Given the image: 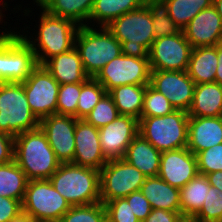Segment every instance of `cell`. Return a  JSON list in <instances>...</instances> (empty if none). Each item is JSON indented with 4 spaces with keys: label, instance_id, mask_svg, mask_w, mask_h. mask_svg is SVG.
<instances>
[{
    "label": "cell",
    "instance_id": "cell-1",
    "mask_svg": "<svg viewBox=\"0 0 222 222\" xmlns=\"http://www.w3.org/2000/svg\"><path fill=\"white\" fill-rule=\"evenodd\" d=\"M40 9L39 24L35 26H38V31L32 34L35 38L31 34L28 36V26L22 30L23 34L20 31L18 33L34 51L38 65H43L51 57L75 47V37L80 26L70 19L49 14L42 7Z\"/></svg>",
    "mask_w": 222,
    "mask_h": 222
},
{
    "label": "cell",
    "instance_id": "cell-2",
    "mask_svg": "<svg viewBox=\"0 0 222 222\" xmlns=\"http://www.w3.org/2000/svg\"><path fill=\"white\" fill-rule=\"evenodd\" d=\"M106 28L121 43L123 55L148 58V51L155 40L152 0L114 19Z\"/></svg>",
    "mask_w": 222,
    "mask_h": 222
},
{
    "label": "cell",
    "instance_id": "cell-3",
    "mask_svg": "<svg viewBox=\"0 0 222 222\" xmlns=\"http://www.w3.org/2000/svg\"><path fill=\"white\" fill-rule=\"evenodd\" d=\"M14 161L28 180L49 179L61 164L40 127L14 137Z\"/></svg>",
    "mask_w": 222,
    "mask_h": 222
},
{
    "label": "cell",
    "instance_id": "cell-4",
    "mask_svg": "<svg viewBox=\"0 0 222 222\" xmlns=\"http://www.w3.org/2000/svg\"><path fill=\"white\" fill-rule=\"evenodd\" d=\"M49 181L70 204L90 205L100 201V171L74 163L60 164Z\"/></svg>",
    "mask_w": 222,
    "mask_h": 222
},
{
    "label": "cell",
    "instance_id": "cell-5",
    "mask_svg": "<svg viewBox=\"0 0 222 222\" xmlns=\"http://www.w3.org/2000/svg\"><path fill=\"white\" fill-rule=\"evenodd\" d=\"M75 48L86 74L92 78L122 54L121 43L106 27L80 26L75 37Z\"/></svg>",
    "mask_w": 222,
    "mask_h": 222
},
{
    "label": "cell",
    "instance_id": "cell-6",
    "mask_svg": "<svg viewBox=\"0 0 222 222\" xmlns=\"http://www.w3.org/2000/svg\"><path fill=\"white\" fill-rule=\"evenodd\" d=\"M189 115L184 110L156 117H141L138 134L161 153L187 147Z\"/></svg>",
    "mask_w": 222,
    "mask_h": 222
},
{
    "label": "cell",
    "instance_id": "cell-7",
    "mask_svg": "<svg viewBox=\"0 0 222 222\" xmlns=\"http://www.w3.org/2000/svg\"><path fill=\"white\" fill-rule=\"evenodd\" d=\"M22 83L0 82V132L15 137L39 128Z\"/></svg>",
    "mask_w": 222,
    "mask_h": 222
},
{
    "label": "cell",
    "instance_id": "cell-8",
    "mask_svg": "<svg viewBox=\"0 0 222 222\" xmlns=\"http://www.w3.org/2000/svg\"><path fill=\"white\" fill-rule=\"evenodd\" d=\"M70 208L49 179L28 180L22 211L36 222H58Z\"/></svg>",
    "mask_w": 222,
    "mask_h": 222
},
{
    "label": "cell",
    "instance_id": "cell-9",
    "mask_svg": "<svg viewBox=\"0 0 222 222\" xmlns=\"http://www.w3.org/2000/svg\"><path fill=\"white\" fill-rule=\"evenodd\" d=\"M146 176L123 158L108 160L100 170V201L105 204L140 190Z\"/></svg>",
    "mask_w": 222,
    "mask_h": 222
},
{
    "label": "cell",
    "instance_id": "cell-10",
    "mask_svg": "<svg viewBox=\"0 0 222 222\" xmlns=\"http://www.w3.org/2000/svg\"><path fill=\"white\" fill-rule=\"evenodd\" d=\"M149 58H137L121 54L106 64L94 77L108 93L122 85L150 84Z\"/></svg>",
    "mask_w": 222,
    "mask_h": 222
},
{
    "label": "cell",
    "instance_id": "cell-11",
    "mask_svg": "<svg viewBox=\"0 0 222 222\" xmlns=\"http://www.w3.org/2000/svg\"><path fill=\"white\" fill-rule=\"evenodd\" d=\"M22 85L29 107L39 121L56 114L60 84L43 65H38Z\"/></svg>",
    "mask_w": 222,
    "mask_h": 222
},
{
    "label": "cell",
    "instance_id": "cell-12",
    "mask_svg": "<svg viewBox=\"0 0 222 222\" xmlns=\"http://www.w3.org/2000/svg\"><path fill=\"white\" fill-rule=\"evenodd\" d=\"M192 49L183 30L172 36L156 38L148 51L150 68L187 71Z\"/></svg>",
    "mask_w": 222,
    "mask_h": 222
},
{
    "label": "cell",
    "instance_id": "cell-13",
    "mask_svg": "<svg viewBox=\"0 0 222 222\" xmlns=\"http://www.w3.org/2000/svg\"><path fill=\"white\" fill-rule=\"evenodd\" d=\"M150 85L162 93L176 110H189L196 84L187 71L151 70Z\"/></svg>",
    "mask_w": 222,
    "mask_h": 222
},
{
    "label": "cell",
    "instance_id": "cell-14",
    "mask_svg": "<svg viewBox=\"0 0 222 222\" xmlns=\"http://www.w3.org/2000/svg\"><path fill=\"white\" fill-rule=\"evenodd\" d=\"M77 120L73 116L58 114L40 120L39 127L45 133L48 143L61 164L73 162Z\"/></svg>",
    "mask_w": 222,
    "mask_h": 222
},
{
    "label": "cell",
    "instance_id": "cell-15",
    "mask_svg": "<svg viewBox=\"0 0 222 222\" xmlns=\"http://www.w3.org/2000/svg\"><path fill=\"white\" fill-rule=\"evenodd\" d=\"M138 129V119L120 114L111 123L99 128V140L105 158H123L127 147L138 135Z\"/></svg>",
    "mask_w": 222,
    "mask_h": 222
},
{
    "label": "cell",
    "instance_id": "cell-16",
    "mask_svg": "<svg viewBox=\"0 0 222 222\" xmlns=\"http://www.w3.org/2000/svg\"><path fill=\"white\" fill-rule=\"evenodd\" d=\"M198 174L196 156L187 148L161 153L158 176L178 189Z\"/></svg>",
    "mask_w": 222,
    "mask_h": 222
},
{
    "label": "cell",
    "instance_id": "cell-17",
    "mask_svg": "<svg viewBox=\"0 0 222 222\" xmlns=\"http://www.w3.org/2000/svg\"><path fill=\"white\" fill-rule=\"evenodd\" d=\"M74 137L75 153L72 163L100 171L108 160L101 150L99 129L84 119H78Z\"/></svg>",
    "mask_w": 222,
    "mask_h": 222
},
{
    "label": "cell",
    "instance_id": "cell-18",
    "mask_svg": "<svg viewBox=\"0 0 222 222\" xmlns=\"http://www.w3.org/2000/svg\"><path fill=\"white\" fill-rule=\"evenodd\" d=\"M192 48L215 46L222 43V20L211 5L201 10L183 29Z\"/></svg>",
    "mask_w": 222,
    "mask_h": 222
},
{
    "label": "cell",
    "instance_id": "cell-19",
    "mask_svg": "<svg viewBox=\"0 0 222 222\" xmlns=\"http://www.w3.org/2000/svg\"><path fill=\"white\" fill-rule=\"evenodd\" d=\"M37 66L34 51L18 31L7 37V82H24Z\"/></svg>",
    "mask_w": 222,
    "mask_h": 222
},
{
    "label": "cell",
    "instance_id": "cell-20",
    "mask_svg": "<svg viewBox=\"0 0 222 222\" xmlns=\"http://www.w3.org/2000/svg\"><path fill=\"white\" fill-rule=\"evenodd\" d=\"M220 143H222V116H189L187 148L194 155Z\"/></svg>",
    "mask_w": 222,
    "mask_h": 222
},
{
    "label": "cell",
    "instance_id": "cell-21",
    "mask_svg": "<svg viewBox=\"0 0 222 222\" xmlns=\"http://www.w3.org/2000/svg\"><path fill=\"white\" fill-rule=\"evenodd\" d=\"M43 66L60 85L84 83L89 78L75 47L66 53L51 57Z\"/></svg>",
    "mask_w": 222,
    "mask_h": 222
},
{
    "label": "cell",
    "instance_id": "cell-22",
    "mask_svg": "<svg viewBox=\"0 0 222 222\" xmlns=\"http://www.w3.org/2000/svg\"><path fill=\"white\" fill-rule=\"evenodd\" d=\"M161 152L138 134L127 147L123 157L146 177L158 176Z\"/></svg>",
    "mask_w": 222,
    "mask_h": 222
},
{
    "label": "cell",
    "instance_id": "cell-23",
    "mask_svg": "<svg viewBox=\"0 0 222 222\" xmlns=\"http://www.w3.org/2000/svg\"><path fill=\"white\" fill-rule=\"evenodd\" d=\"M140 191L148 199L152 209L181 212L179 189L159 176L146 177Z\"/></svg>",
    "mask_w": 222,
    "mask_h": 222
},
{
    "label": "cell",
    "instance_id": "cell-24",
    "mask_svg": "<svg viewBox=\"0 0 222 222\" xmlns=\"http://www.w3.org/2000/svg\"><path fill=\"white\" fill-rule=\"evenodd\" d=\"M188 115L193 117L222 116V85L215 82L197 84Z\"/></svg>",
    "mask_w": 222,
    "mask_h": 222
},
{
    "label": "cell",
    "instance_id": "cell-25",
    "mask_svg": "<svg viewBox=\"0 0 222 222\" xmlns=\"http://www.w3.org/2000/svg\"><path fill=\"white\" fill-rule=\"evenodd\" d=\"M217 65V45L193 48L187 73L196 85L214 83Z\"/></svg>",
    "mask_w": 222,
    "mask_h": 222
},
{
    "label": "cell",
    "instance_id": "cell-26",
    "mask_svg": "<svg viewBox=\"0 0 222 222\" xmlns=\"http://www.w3.org/2000/svg\"><path fill=\"white\" fill-rule=\"evenodd\" d=\"M147 1L148 0H94L89 17L90 21H88L87 26L95 27L94 23H97V27H106L114 19H117L127 12L139 9Z\"/></svg>",
    "mask_w": 222,
    "mask_h": 222
},
{
    "label": "cell",
    "instance_id": "cell-27",
    "mask_svg": "<svg viewBox=\"0 0 222 222\" xmlns=\"http://www.w3.org/2000/svg\"><path fill=\"white\" fill-rule=\"evenodd\" d=\"M147 85H122L110 90L108 94L113 99L120 115L141 118L143 98Z\"/></svg>",
    "mask_w": 222,
    "mask_h": 222
},
{
    "label": "cell",
    "instance_id": "cell-28",
    "mask_svg": "<svg viewBox=\"0 0 222 222\" xmlns=\"http://www.w3.org/2000/svg\"><path fill=\"white\" fill-rule=\"evenodd\" d=\"M210 184L205 175L197 174L185 186L179 189L182 216H195L202 208Z\"/></svg>",
    "mask_w": 222,
    "mask_h": 222
},
{
    "label": "cell",
    "instance_id": "cell-29",
    "mask_svg": "<svg viewBox=\"0 0 222 222\" xmlns=\"http://www.w3.org/2000/svg\"><path fill=\"white\" fill-rule=\"evenodd\" d=\"M94 0H48L42 8L49 14L67 18L79 26L87 25Z\"/></svg>",
    "mask_w": 222,
    "mask_h": 222
},
{
    "label": "cell",
    "instance_id": "cell-30",
    "mask_svg": "<svg viewBox=\"0 0 222 222\" xmlns=\"http://www.w3.org/2000/svg\"><path fill=\"white\" fill-rule=\"evenodd\" d=\"M169 14L180 30L203 9L210 7L213 0H156Z\"/></svg>",
    "mask_w": 222,
    "mask_h": 222
},
{
    "label": "cell",
    "instance_id": "cell-31",
    "mask_svg": "<svg viewBox=\"0 0 222 222\" xmlns=\"http://www.w3.org/2000/svg\"><path fill=\"white\" fill-rule=\"evenodd\" d=\"M28 179L13 160L0 164V196L23 201Z\"/></svg>",
    "mask_w": 222,
    "mask_h": 222
},
{
    "label": "cell",
    "instance_id": "cell-32",
    "mask_svg": "<svg viewBox=\"0 0 222 222\" xmlns=\"http://www.w3.org/2000/svg\"><path fill=\"white\" fill-rule=\"evenodd\" d=\"M106 93V89L95 78L89 77L81 83L77 119H85Z\"/></svg>",
    "mask_w": 222,
    "mask_h": 222
},
{
    "label": "cell",
    "instance_id": "cell-33",
    "mask_svg": "<svg viewBox=\"0 0 222 222\" xmlns=\"http://www.w3.org/2000/svg\"><path fill=\"white\" fill-rule=\"evenodd\" d=\"M58 222H107L105 205L97 202L90 205L71 206Z\"/></svg>",
    "mask_w": 222,
    "mask_h": 222
},
{
    "label": "cell",
    "instance_id": "cell-34",
    "mask_svg": "<svg viewBox=\"0 0 222 222\" xmlns=\"http://www.w3.org/2000/svg\"><path fill=\"white\" fill-rule=\"evenodd\" d=\"M176 110L169 100L160 92L155 90L150 84L147 85L141 117H156L171 114Z\"/></svg>",
    "mask_w": 222,
    "mask_h": 222
},
{
    "label": "cell",
    "instance_id": "cell-35",
    "mask_svg": "<svg viewBox=\"0 0 222 222\" xmlns=\"http://www.w3.org/2000/svg\"><path fill=\"white\" fill-rule=\"evenodd\" d=\"M119 116V112L111 96L106 93L84 119L95 128H101Z\"/></svg>",
    "mask_w": 222,
    "mask_h": 222
},
{
    "label": "cell",
    "instance_id": "cell-36",
    "mask_svg": "<svg viewBox=\"0 0 222 222\" xmlns=\"http://www.w3.org/2000/svg\"><path fill=\"white\" fill-rule=\"evenodd\" d=\"M81 93V83L62 84L57 97L56 114L73 116L77 119V106Z\"/></svg>",
    "mask_w": 222,
    "mask_h": 222
},
{
    "label": "cell",
    "instance_id": "cell-37",
    "mask_svg": "<svg viewBox=\"0 0 222 222\" xmlns=\"http://www.w3.org/2000/svg\"><path fill=\"white\" fill-rule=\"evenodd\" d=\"M197 222H222V191L210 186L200 211L194 216Z\"/></svg>",
    "mask_w": 222,
    "mask_h": 222
},
{
    "label": "cell",
    "instance_id": "cell-38",
    "mask_svg": "<svg viewBox=\"0 0 222 222\" xmlns=\"http://www.w3.org/2000/svg\"><path fill=\"white\" fill-rule=\"evenodd\" d=\"M152 22L155 39L172 36L181 31L156 0H152Z\"/></svg>",
    "mask_w": 222,
    "mask_h": 222
},
{
    "label": "cell",
    "instance_id": "cell-39",
    "mask_svg": "<svg viewBox=\"0 0 222 222\" xmlns=\"http://www.w3.org/2000/svg\"><path fill=\"white\" fill-rule=\"evenodd\" d=\"M198 173L207 175L222 171V143L195 154Z\"/></svg>",
    "mask_w": 222,
    "mask_h": 222
},
{
    "label": "cell",
    "instance_id": "cell-40",
    "mask_svg": "<svg viewBox=\"0 0 222 222\" xmlns=\"http://www.w3.org/2000/svg\"><path fill=\"white\" fill-rule=\"evenodd\" d=\"M104 205L107 222H140L125 198L111 200Z\"/></svg>",
    "mask_w": 222,
    "mask_h": 222
},
{
    "label": "cell",
    "instance_id": "cell-41",
    "mask_svg": "<svg viewBox=\"0 0 222 222\" xmlns=\"http://www.w3.org/2000/svg\"><path fill=\"white\" fill-rule=\"evenodd\" d=\"M125 199L130 205L135 216L140 220V222H143L152 210L148 199L140 190L132 192L126 196Z\"/></svg>",
    "mask_w": 222,
    "mask_h": 222
},
{
    "label": "cell",
    "instance_id": "cell-42",
    "mask_svg": "<svg viewBox=\"0 0 222 222\" xmlns=\"http://www.w3.org/2000/svg\"><path fill=\"white\" fill-rule=\"evenodd\" d=\"M22 212V203L13 198L0 196V222H9Z\"/></svg>",
    "mask_w": 222,
    "mask_h": 222
},
{
    "label": "cell",
    "instance_id": "cell-43",
    "mask_svg": "<svg viewBox=\"0 0 222 222\" xmlns=\"http://www.w3.org/2000/svg\"><path fill=\"white\" fill-rule=\"evenodd\" d=\"M14 160V137L0 132V164Z\"/></svg>",
    "mask_w": 222,
    "mask_h": 222
},
{
    "label": "cell",
    "instance_id": "cell-44",
    "mask_svg": "<svg viewBox=\"0 0 222 222\" xmlns=\"http://www.w3.org/2000/svg\"><path fill=\"white\" fill-rule=\"evenodd\" d=\"M181 216V212L152 209L143 222H176Z\"/></svg>",
    "mask_w": 222,
    "mask_h": 222
},
{
    "label": "cell",
    "instance_id": "cell-45",
    "mask_svg": "<svg viewBox=\"0 0 222 222\" xmlns=\"http://www.w3.org/2000/svg\"><path fill=\"white\" fill-rule=\"evenodd\" d=\"M0 82H7V38L0 39Z\"/></svg>",
    "mask_w": 222,
    "mask_h": 222
},
{
    "label": "cell",
    "instance_id": "cell-46",
    "mask_svg": "<svg viewBox=\"0 0 222 222\" xmlns=\"http://www.w3.org/2000/svg\"><path fill=\"white\" fill-rule=\"evenodd\" d=\"M206 177L211 186L216 187L222 191V171L209 173L206 175Z\"/></svg>",
    "mask_w": 222,
    "mask_h": 222
},
{
    "label": "cell",
    "instance_id": "cell-47",
    "mask_svg": "<svg viewBox=\"0 0 222 222\" xmlns=\"http://www.w3.org/2000/svg\"><path fill=\"white\" fill-rule=\"evenodd\" d=\"M218 65L215 75V83L222 85V43L217 44Z\"/></svg>",
    "mask_w": 222,
    "mask_h": 222
},
{
    "label": "cell",
    "instance_id": "cell-48",
    "mask_svg": "<svg viewBox=\"0 0 222 222\" xmlns=\"http://www.w3.org/2000/svg\"><path fill=\"white\" fill-rule=\"evenodd\" d=\"M2 9H0V23H1V21L3 20V18H4V16H6V15H4L3 13H2V11H3V9L5 10L6 8L8 9V3L7 2H5V1H3L2 2ZM1 5H0V8H1ZM3 15V16H2ZM3 17V18H2ZM2 18V19H1ZM1 33H0V39H4V38H7V37H9L10 35H12V34H14L15 33V31H13V29L11 30L10 29V31H0ZM7 32V33H6Z\"/></svg>",
    "mask_w": 222,
    "mask_h": 222
},
{
    "label": "cell",
    "instance_id": "cell-49",
    "mask_svg": "<svg viewBox=\"0 0 222 222\" xmlns=\"http://www.w3.org/2000/svg\"><path fill=\"white\" fill-rule=\"evenodd\" d=\"M9 222H36V221L32 219L28 214L22 211L16 217L11 219Z\"/></svg>",
    "mask_w": 222,
    "mask_h": 222
},
{
    "label": "cell",
    "instance_id": "cell-50",
    "mask_svg": "<svg viewBox=\"0 0 222 222\" xmlns=\"http://www.w3.org/2000/svg\"><path fill=\"white\" fill-rule=\"evenodd\" d=\"M212 5L215 7L222 20V0H213Z\"/></svg>",
    "mask_w": 222,
    "mask_h": 222
},
{
    "label": "cell",
    "instance_id": "cell-51",
    "mask_svg": "<svg viewBox=\"0 0 222 222\" xmlns=\"http://www.w3.org/2000/svg\"><path fill=\"white\" fill-rule=\"evenodd\" d=\"M176 222H197L193 216H181Z\"/></svg>",
    "mask_w": 222,
    "mask_h": 222
},
{
    "label": "cell",
    "instance_id": "cell-52",
    "mask_svg": "<svg viewBox=\"0 0 222 222\" xmlns=\"http://www.w3.org/2000/svg\"><path fill=\"white\" fill-rule=\"evenodd\" d=\"M34 4L36 3L37 6L42 7L48 0H33Z\"/></svg>",
    "mask_w": 222,
    "mask_h": 222
}]
</instances>
